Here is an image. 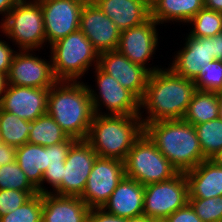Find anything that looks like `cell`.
<instances>
[{"label": "cell", "instance_id": "cell-14", "mask_svg": "<svg viewBox=\"0 0 222 222\" xmlns=\"http://www.w3.org/2000/svg\"><path fill=\"white\" fill-rule=\"evenodd\" d=\"M157 25L159 24L150 18L139 26L122 30L117 47V50L131 62L146 68L150 73L162 69L145 65L149 63L158 46Z\"/></svg>", "mask_w": 222, "mask_h": 222}, {"label": "cell", "instance_id": "cell-21", "mask_svg": "<svg viewBox=\"0 0 222 222\" xmlns=\"http://www.w3.org/2000/svg\"><path fill=\"white\" fill-rule=\"evenodd\" d=\"M184 174L188 183L189 198L207 199L222 196V167L213 160H204Z\"/></svg>", "mask_w": 222, "mask_h": 222}, {"label": "cell", "instance_id": "cell-2", "mask_svg": "<svg viewBox=\"0 0 222 222\" xmlns=\"http://www.w3.org/2000/svg\"><path fill=\"white\" fill-rule=\"evenodd\" d=\"M47 114L68 137L86 140L94 116L87 85L80 81H57L49 89Z\"/></svg>", "mask_w": 222, "mask_h": 222}, {"label": "cell", "instance_id": "cell-25", "mask_svg": "<svg viewBox=\"0 0 222 222\" xmlns=\"http://www.w3.org/2000/svg\"><path fill=\"white\" fill-rule=\"evenodd\" d=\"M220 99L221 93L196 90L182 120L194 126L219 118Z\"/></svg>", "mask_w": 222, "mask_h": 222}, {"label": "cell", "instance_id": "cell-49", "mask_svg": "<svg viewBox=\"0 0 222 222\" xmlns=\"http://www.w3.org/2000/svg\"><path fill=\"white\" fill-rule=\"evenodd\" d=\"M153 222H168L166 219H154Z\"/></svg>", "mask_w": 222, "mask_h": 222}, {"label": "cell", "instance_id": "cell-51", "mask_svg": "<svg viewBox=\"0 0 222 222\" xmlns=\"http://www.w3.org/2000/svg\"><path fill=\"white\" fill-rule=\"evenodd\" d=\"M3 141H2V136H1V132H0V144H2Z\"/></svg>", "mask_w": 222, "mask_h": 222}, {"label": "cell", "instance_id": "cell-22", "mask_svg": "<svg viewBox=\"0 0 222 222\" xmlns=\"http://www.w3.org/2000/svg\"><path fill=\"white\" fill-rule=\"evenodd\" d=\"M95 4L120 31L139 26L151 18V9L140 0H99Z\"/></svg>", "mask_w": 222, "mask_h": 222}, {"label": "cell", "instance_id": "cell-4", "mask_svg": "<svg viewBox=\"0 0 222 222\" xmlns=\"http://www.w3.org/2000/svg\"><path fill=\"white\" fill-rule=\"evenodd\" d=\"M143 133L140 115L94 114L86 141L98 157L124 161Z\"/></svg>", "mask_w": 222, "mask_h": 222}, {"label": "cell", "instance_id": "cell-36", "mask_svg": "<svg viewBox=\"0 0 222 222\" xmlns=\"http://www.w3.org/2000/svg\"><path fill=\"white\" fill-rule=\"evenodd\" d=\"M166 220L168 222H202L189 202L169 215Z\"/></svg>", "mask_w": 222, "mask_h": 222}, {"label": "cell", "instance_id": "cell-16", "mask_svg": "<svg viewBox=\"0 0 222 222\" xmlns=\"http://www.w3.org/2000/svg\"><path fill=\"white\" fill-rule=\"evenodd\" d=\"M79 30L89 39L99 54L117 50L121 31L96 4L88 2L84 4Z\"/></svg>", "mask_w": 222, "mask_h": 222}, {"label": "cell", "instance_id": "cell-34", "mask_svg": "<svg viewBox=\"0 0 222 222\" xmlns=\"http://www.w3.org/2000/svg\"><path fill=\"white\" fill-rule=\"evenodd\" d=\"M39 192H25L19 190H0V216L14 212L32 196Z\"/></svg>", "mask_w": 222, "mask_h": 222}, {"label": "cell", "instance_id": "cell-37", "mask_svg": "<svg viewBox=\"0 0 222 222\" xmlns=\"http://www.w3.org/2000/svg\"><path fill=\"white\" fill-rule=\"evenodd\" d=\"M88 222H127V218L115 216L103 208H91Z\"/></svg>", "mask_w": 222, "mask_h": 222}, {"label": "cell", "instance_id": "cell-8", "mask_svg": "<svg viewBox=\"0 0 222 222\" xmlns=\"http://www.w3.org/2000/svg\"><path fill=\"white\" fill-rule=\"evenodd\" d=\"M189 202L188 183L184 172L172 179L144 186L143 215L166 219Z\"/></svg>", "mask_w": 222, "mask_h": 222}, {"label": "cell", "instance_id": "cell-42", "mask_svg": "<svg viewBox=\"0 0 222 222\" xmlns=\"http://www.w3.org/2000/svg\"><path fill=\"white\" fill-rule=\"evenodd\" d=\"M17 1L18 0H0V14H4L1 21H4V18L6 19L8 13L14 8Z\"/></svg>", "mask_w": 222, "mask_h": 222}, {"label": "cell", "instance_id": "cell-40", "mask_svg": "<svg viewBox=\"0 0 222 222\" xmlns=\"http://www.w3.org/2000/svg\"><path fill=\"white\" fill-rule=\"evenodd\" d=\"M16 158V148L7 144H0V167L12 163Z\"/></svg>", "mask_w": 222, "mask_h": 222}, {"label": "cell", "instance_id": "cell-44", "mask_svg": "<svg viewBox=\"0 0 222 222\" xmlns=\"http://www.w3.org/2000/svg\"><path fill=\"white\" fill-rule=\"evenodd\" d=\"M8 86L7 74L0 73V101Z\"/></svg>", "mask_w": 222, "mask_h": 222}, {"label": "cell", "instance_id": "cell-43", "mask_svg": "<svg viewBox=\"0 0 222 222\" xmlns=\"http://www.w3.org/2000/svg\"><path fill=\"white\" fill-rule=\"evenodd\" d=\"M204 7L222 13V0H204Z\"/></svg>", "mask_w": 222, "mask_h": 222}, {"label": "cell", "instance_id": "cell-31", "mask_svg": "<svg viewBox=\"0 0 222 222\" xmlns=\"http://www.w3.org/2000/svg\"><path fill=\"white\" fill-rule=\"evenodd\" d=\"M42 194L37 193L14 212L0 216V222H42Z\"/></svg>", "mask_w": 222, "mask_h": 222}, {"label": "cell", "instance_id": "cell-5", "mask_svg": "<svg viewBox=\"0 0 222 222\" xmlns=\"http://www.w3.org/2000/svg\"><path fill=\"white\" fill-rule=\"evenodd\" d=\"M50 49L53 72L58 81H78L89 67L98 66L99 53L79 29L51 44Z\"/></svg>", "mask_w": 222, "mask_h": 222}, {"label": "cell", "instance_id": "cell-41", "mask_svg": "<svg viewBox=\"0 0 222 222\" xmlns=\"http://www.w3.org/2000/svg\"><path fill=\"white\" fill-rule=\"evenodd\" d=\"M211 49L213 59L222 61V32L211 37Z\"/></svg>", "mask_w": 222, "mask_h": 222}, {"label": "cell", "instance_id": "cell-23", "mask_svg": "<svg viewBox=\"0 0 222 222\" xmlns=\"http://www.w3.org/2000/svg\"><path fill=\"white\" fill-rule=\"evenodd\" d=\"M15 161L40 194L51 193L42 186L43 173L48 166L47 147L27 142L16 148Z\"/></svg>", "mask_w": 222, "mask_h": 222}, {"label": "cell", "instance_id": "cell-10", "mask_svg": "<svg viewBox=\"0 0 222 222\" xmlns=\"http://www.w3.org/2000/svg\"><path fill=\"white\" fill-rule=\"evenodd\" d=\"M124 176V161L97 157L80 198L90 208H103Z\"/></svg>", "mask_w": 222, "mask_h": 222}, {"label": "cell", "instance_id": "cell-48", "mask_svg": "<svg viewBox=\"0 0 222 222\" xmlns=\"http://www.w3.org/2000/svg\"><path fill=\"white\" fill-rule=\"evenodd\" d=\"M220 118L222 119V93H221V99H220Z\"/></svg>", "mask_w": 222, "mask_h": 222}, {"label": "cell", "instance_id": "cell-6", "mask_svg": "<svg viewBox=\"0 0 222 222\" xmlns=\"http://www.w3.org/2000/svg\"><path fill=\"white\" fill-rule=\"evenodd\" d=\"M0 28L21 50L33 52L46 45L43 11L38 0L17 1Z\"/></svg>", "mask_w": 222, "mask_h": 222}, {"label": "cell", "instance_id": "cell-46", "mask_svg": "<svg viewBox=\"0 0 222 222\" xmlns=\"http://www.w3.org/2000/svg\"><path fill=\"white\" fill-rule=\"evenodd\" d=\"M211 160H213L218 166L222 167V149Z\"/></svg>", "mask_w": 222, "mask_h": 222}, {"label": "cell", "instance_id": "cell-33", "mask_svg": "<svg viewBox=\"0 0 222 222\" xmlns=\"http://www.w3.org/2000/svg\"><path fill=\"white\" fill-rule=\"evenodd\" d=\"M189 203L202 222H222V196L189 198Z\"/></svg>", "mask_w": 222, "mask_h": 222}, {"label": "cell", "instance_id": "cell-32", "mask_svg": "<svg viewBox=\"0 0 222 222\" xmlns=\"http://www.w3.org/2000/svg\"><path fill=\"white\" fill-rule=\"evenodd\" d=\"M196 90L222 93V61L213 60L193 80Z\"/></svg>", "mask_w": 222, "mask_h": 222}, {"label": "cell", "instance_id": "cell-28", "mask_svg": "<svg viewBox=\"0 0 222 222\" xmlns=\"http://www.w3.org/2000/svg\"><path fill=\"white\" fill-rule=\"evenodd\" d=\"M204 157L212 159L222 149V119L194 125Z\"/></svg>", "mask_w": 222, "mask_h": 222}, {"label": "cell", "instance_id": "cell-45", "mask_svg": "<svg viewBox=\"0 0 222 222\" xmlns=\"http://www.w3.org/2000/svg\"><path fill=\"white\" fill-rule=\"evenodd\" d=\"M153 218H150L146 215H140L132 218H128L127 222H153Z\"/></svg>", "mask_w": 222, "mask_h": 222}, {"label": "cell", "instance_id": "cell-13", "mask_svg": "<svg viewBox=\"0 0 222 222\" xmlns=\"http://www.w3.org/2000/svg\"><path fill=\"white\" fill-rule=\"evenodd\" d=\"M18 50L13 56L7 75L9 85L51 88L58 81L51 60L46 61L35 54L33 56L32 50Z\"/></svg>", "mask_w": 222, "mask_h": 222}, {"label": "cell", "instance_id": "cell-50", "mask_svg": "<svg viewBox=\"0 0 222 222\" xmlns=\"http://www.w3.org/2000/svg\"><path fill=\"white\" fill-rule=\"evenodd\" d=\"M97 1H99V0H86V2L92 3V4H95Z\"/></svg>", "mask_w": 222, "mask_h": 222}, {"label": "cell", "instance_id": "cell-27", "mask_svg": "<svg viewBox=\"0 0 222 222\" xmlns=\"http://www.w3.org/2000/svg\"><path fill=\"white\" fill-rule=\"evenodd\" d=\"M31 121L0 109V132L4 144L18 148L28 142Z\"/></svg>", "mask_w": 222, "mask_h": 222}, {"label": "cell", "instance_id": "cell-1", "mask_svg": "<svg viewBox=\"0 0 222 222\" xmlns=\"http://www.w3.org/2000/svg\"><path fill=\"white\" fill-rule=\"evenodd\" d=\"M196 91L193 80L176 75L170 68L151 72L140 109H146L142 119L147 123L160 120H182Z\"/></svg>", "mask_w": 222, "mask_h": 222}, {"label": "cell", "instance_id": "cell-17", "mask_svg": "<svg viewBox=\"0 0 222 222\" xmlns=\"http://www.w3.org/2000/svg\"><path fill=\"white\" fill-rule=\"evenodd\" d=\"M49 89L8 84L0 101V109L19 118L34 121L47 113Z\"/></svg>", "mask_w": 222, "mask_h": 222}, {"label": "cell", "instance_id": "cell-15", "mask_svg": "<svg viewBox=\"0 0 222 222\" xmlns=\"http://www.w3.org/2000/svg\"><path fill=\"white\" fill-rule=\"evenodd\" d=\"M98 67L114 77L121 86L131 91L139 100L142 99L150 72L133 62L118 50L99 54Z\"/></svg>", "mask_w": 222, "mask_h": 222}, {"label": "cell", "instance_id": "cell-19", "mask_svg": "<svg viewBox=\"0 0 222 222\" xmlns=\"http://www.w3.org/2000/svg\"><path fill=\"white\" fill-rule=\"evenodd\" d=\"M42 222H88L90 207L77 196L42 194Z\"/></svg>", "mask_w": 222, "mask_h": 222}, {"label": "cell", "instance_id": "cell-9", "mask_svg": "<svg viewBox=\"0 0 222 222\" xmlns=\"http://www.w3.org/2000/svg\"><path fill=\"white\" fill-rule=\"evenodd\" d=\"M95 69L97 89L99 94L87 85L92 102L94 114L100 115H140V100L128 89L124 88L112 76L103 72L98 66ZM91 87V88H90ZM101 102V103H100ZM102 104L108 109V112H101ZM110 112V113H109Z\"/></svg>", "mask_w": 222, "mask_h": 222}, {"label": "cell", "instance_id": "cell-12", "mask_svg": "<svg viewBox=\"0 0 222 222\" xmlns=\"http://www.w3.org/2000/svg\"><path fill=\"white\" fill-rule=\"evenodd\" d=\"M43 11L48 44L65 38L79 29L81 11L86 0H38Z\"/></svg>", "mask_w": 222, "mask_h": 222}, {"label": "cell", "instance_id": "cell-18", "mask_svg": "<svg viewBox=\"0 0 222 222\" xmlns=\"http://www.w3.org/2000/svg\"><path fill=\"white\" fill-rule=\"evenodd\" d=\"M185 40L183 49L178 50L169 68L176 75L194 80L199 75L200 70L214 60L211 37H192L188 35Z\"/></svg>", "mask_w": 222, "mask_h": 222}, {"label": "cell", "instance_id": "cell-35", "mask_svg": "<svg viewBox=\"0 0 222 222\" xmlns=\"http://www.w3.org/2000/svg\"><path fill=\"white\" fill-rule=\"evenodd\" d=\"M77 140L68 138L65 142L47 147V168L62 167L65 164L70 147Z\"/></svg>", "mask_w": 222, "mask_h": 222}, {"label": "cell", "instance_id": "cell-7", "mask_svg": "<svg viewBox=\"0 0 222 222\" xmlns=\"http://www.w3.org/2000/svg\"><path fill=\"white\" fill-rule=\"evenodd\" d=\"M125 176L141 185L172 179L179 172L143 133L124 160Z\"/></svg>", "mask_w": 222, "mask_h": 222}, {"label": "cell", "instance_id": "cell-38", "mask_svg": "<svg viewBox=\"0 0 222 222\" xmlns=\"http://www.w3.org/2000/svg\"><path fill=\"white\" fill-rule=\"evenodd\" d=\"M15 52L6 41L0 40V73L8 75Z\"/></svg>", "mask_w": 222, "mask_h": 222}, {"label": "cell", "instance_id": "cell-24", "mask_svg": "<svg viewBox=\"0 0 222 222\" xmlns=\"http://www.w3.org/2000/svg\"><path fill=\"white\" fill-rule=\"evenodd\" d=\"M202 8L204 0H158L151 9V18L158 24L188 23Z\"/></svg>", "mask_w": 222, "mask_h": 222}, {"label": "cell", "instance_id": "cell-26", "mask_svg": "<svg viewBox=\"0 0 222 222\" xmlns=\"http://www.w3.org/2000/svg\"><path fill=\"white\" fill-rule=\"evenodd\" d=\"M68 138L63 129L47 113L31 121L29 143L48 147L65 142Z\"/></svg>", "mask_w": 222, "mask_h": 222}, {"label": "cell", "instance_id": "cell-47", "mask_svg": "<svg viewBox=\"0 0 222 222\" xmlns=\"http://www.w3.org/2000/svg\"><path fill=\"white\" fill-rule=\"evenodd\" d=\"M144 3L149 9H152L153 6L158 2V0H140Z\"/></svg>", "mask_w": 222, "mask_h": 222}, {"label": "cell", "instance_id": "cell-20", "mask_svg": "<svg viewBox=\"0 0 222 222\" xmlns=\"http://www.w3.org/2000/svg\"><path fill=\"white\" fill-rule=\"evenodd\" d=\"M144 185L124 176L103 206L115 216L132 218L143 215Z\"/></svg>", "mask_w": 222, "mask_h": 222}, {"label": "cell", "instance_id": "cell-29", "mask_svg": "<svg viewBox=\"0 0 222 222\" xmlns=\"http://www.w3.org/2000/svg\"><path fill=\"white\" fill-rule=\"evenodd\" d=\"M188 23H192V37H213L222 32V13L202 8Z\"/></svg>", "mask_w": 222, "mask_h": 222}, {"label": "cell", "instance_id": "cell-30", "mask_svg": "<svg viewBox=\"0 0 222 222\" xmlns=\"http://www.w3.org/2000/svg\"><path fill=\"white\" fill-rule=\"evenodd\" d=\"M38 192L16 161L0 167V190Z\"/></svg>", "mask_w": 222, "mask_h": 222}, {"label": "cell", "instance_id": "cell-3", "mask_svg": "<svg viewBox=\"0 0 222 222\" xmlns=\"http://www.w3.org/2000/svg\"><path fill=\"white\" fill-rule=\"evenodd\" d=\"M144 133L178 172L191 170L207 160L195 127L183 120L150 122L144 126Z\"/></svg>", "mask_w": 222, "mask_h": 222}, {"label": "cell", "instance_id": "cell-11", "mask_svg": "<svg viewBox=\"0 0 222 222\" xmlns=\"http://www.w3.org/2000/svg\"><path fill=\"white\" fill-rule=\"evenodd\" d=\"M98 157L86 140H77L68 152L61 185L52 193L81 197L93 164Z\"/></svg>", "mask_w": 222, "mask_h": 222}, {"label": "cell", "instance_id": "cell-39", "mask_svg": "<svg viewBox=\"0 0 222 222\" xmlns=\"http://www.w3.org/2000/svg\"><path fill=\"white\" fill-rule=\"evenodd\" d=\"M62 167H56V168H47V170L43 173L42 177V185L43 183L48 182L50 186H52V189L54 192L62 183L63 180V168Z\"/></svg>", "mask_w": 222, "mask_h": 222}]
</instances>
